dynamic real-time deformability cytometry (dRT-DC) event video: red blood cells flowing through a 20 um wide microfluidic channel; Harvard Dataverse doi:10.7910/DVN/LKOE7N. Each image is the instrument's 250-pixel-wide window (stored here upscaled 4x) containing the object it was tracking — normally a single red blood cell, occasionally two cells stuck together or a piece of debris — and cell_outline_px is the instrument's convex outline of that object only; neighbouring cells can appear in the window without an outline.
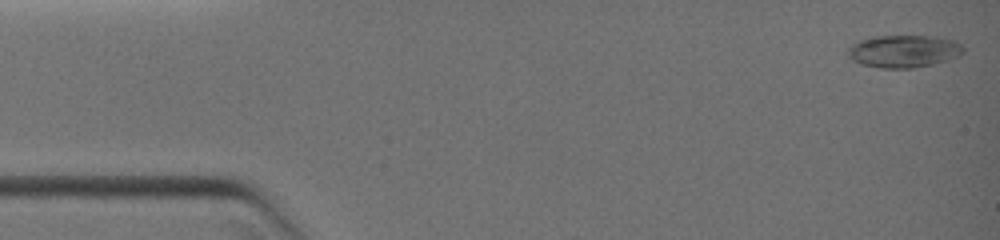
{"species": "common noctule bat (a hibernating species)", "species_latin": "Nyctalus noctula", "temperature_condition": "warm", "stored_images_in_passage": 43, "camera_frame_rate_fps": 3000, "um_per_image_px": 0.085, "animal": {"sex": "female", "body_mass_g": 19.0, "forearm_length_mm": 51.5}, "frame": {"image": 1, "passage_image": 1, "time_ms": 0.0, "image_size_px": [1000, 240], "cell_outline_px": [[964, 52], [960, 56], [948, 60], [932, 64], [912, 68], [880, 68], [860, 64], [852, 60], [848, 56], [848, 48], [852, 44], [860, 40], [876, 36], [932, 36], [952, 40], [960, 44], [964, 48]], "centroid_in_image_um": [76.81, 4.36], "position_along_channel_um": 8.2, "area_um2": 21.85}}
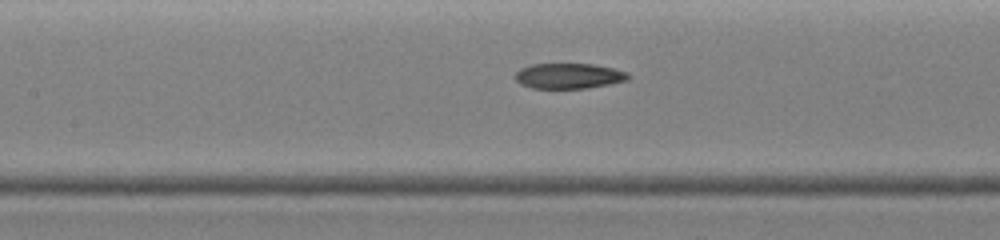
{"frame": {"image": 2, "passage_image": 18, "time_ms": 5.667, "image_size_px": [1000, 240], "cell_outline_px": [[632, 76], [628, 80], [588, 88], [532, 88], [520, 84], [512, 76], [520, 68], [532, 64], [592, 64], [612, 68], [628, 72]], "centroid_in_image_um": [48.33, 6.45], "position_along_channel_um": 159.1, "area_um2": 16.82}}
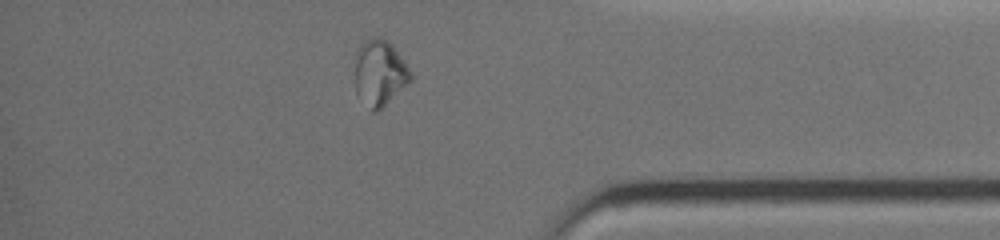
{"frame": {"image": 3, "passage_image": 37, "time_ms": 11.0, "image_size_px": [1000, 240], "cell_outline_px": [[412, 80], [376, 112], [372, 112], [356, 92], [356, 52], [360, 44], [364, 40], [376, 36], [380, 36], [388, 40], [392, 44], [404, 60], [412, 72]], "centroid_in_image_um": [32.29, 6.15], "position_along_channel_um": 402.9, "area_um2": 21.33}}